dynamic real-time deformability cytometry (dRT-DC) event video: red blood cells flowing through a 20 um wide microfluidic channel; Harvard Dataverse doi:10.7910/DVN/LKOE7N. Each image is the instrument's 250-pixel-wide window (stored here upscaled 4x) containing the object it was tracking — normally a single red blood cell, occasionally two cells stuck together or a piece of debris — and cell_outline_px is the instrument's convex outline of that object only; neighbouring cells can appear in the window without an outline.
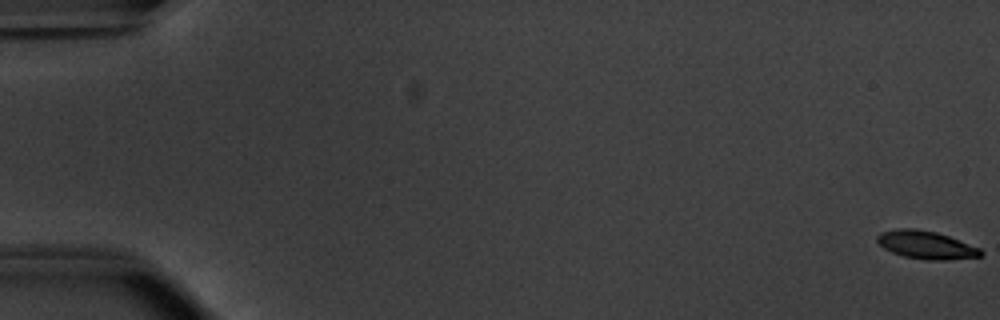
{"species": "common noctule bat (a hibernating species)", "species_latin": "Nyctalus noctula", "temperature_condition": "warm", "stored_images_in_passage": 55, "camera_frame_rate_fps": 3000, "um_per_image_px": 0.085, "animal": {"sex": "male", "body_mass_g": 20.1, "forearm_length_mm": 53.5}, "frame": {"image": 1, "passage_image": 1, "time_ms": 0.0, "image_size_px": [1000, 320], "cell_outline_px": [[984, 252], [980, 256], [944, 260], [928, 260], [904, 256], [892, 252], [884, 248], [876, 240], [876, 236], [880, 232], [896, 228], [916, 228], [936, 232], [948, 236], [980, 248]], "centroid_in_image_um": [78.69, 20.8], "position_along_channel_um": 6.3, "area_um2": 16.82}}
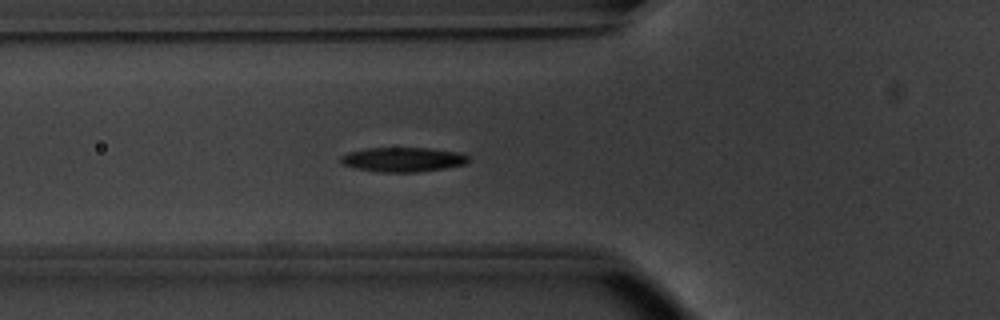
{"frame": {"image": 2, "passage_image": 21, "time_ms": 6.667, "image_size_px": [1000, 320], "cell_outline_px": [[472, 160], [464, 164], [444, 168], [420, 172], [380, 172], [356, 168], [344, 164], [340, 160], [340, 156], [348, 152], [368, 148], [428, 148], [460, 152], [468, 156]], "centroid_in_image_um": [34.28, 13.56], "position_along_channel_um": 91.5, "area_um2": 18.21}}
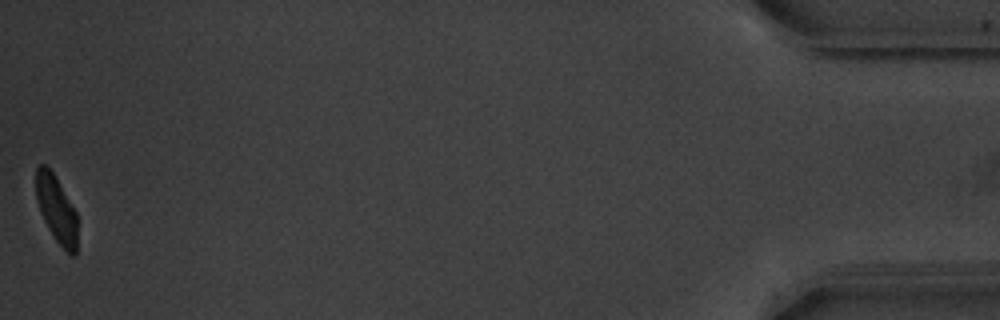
{"frame": {"image": 3, "passage_image": 55, "time_ms": 18.0, "image_size_px": [1000, 320], "cell_outline_px": [[76, 256], [72, 256], [56, 240], [48, 228], [40, 212], [36, 200], [36, 168], [40, 164], [44, 164], [52, 172], [76, 212]], "centroid_in_image_um": [4.77, 17.78], "position_along_channel_um": 430.4, "area_um2": 15.72}, "authors_computed_cell_mechanics": {"area_um2": 18.0914, "velocity_mm_per_s": 3.7816, "shape_relaxation_time_tau1_ms": 1.8092, "shape_relaxation_time_tau2_ms": 1.0708, "deformation_change_tau1": 0.141, "deformation_change_tau2": 0.0492}}